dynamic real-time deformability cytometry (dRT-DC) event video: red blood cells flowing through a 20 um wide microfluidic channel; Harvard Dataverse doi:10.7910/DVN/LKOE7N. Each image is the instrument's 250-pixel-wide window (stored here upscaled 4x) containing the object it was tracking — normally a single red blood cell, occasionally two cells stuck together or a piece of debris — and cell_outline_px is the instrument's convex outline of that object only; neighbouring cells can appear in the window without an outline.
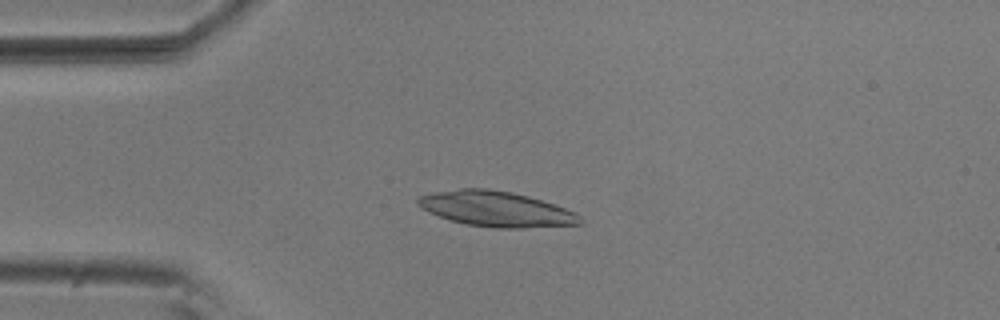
{"species": "common noctule bat (a hibernating species)", "species_latin": "Nyctalus noctula", "temperature_condition": "room temperature", "stored_images_in_passage": 5, "camera_frame_rate_fps": 3000, "um_per_image_px": 0.085, "animal": {"sex": "male", "body_mass_g": 20.5, "forearm_length_mm": 52.5}, "frame": {"image": 1, "passage_image": 3, "time_ms": 0.667, "image_size_px": [1000, 320], "cell_outline_px": [[584, 224], [524, 228], [496, 228], [464, 224], [428, 212], [420, 208], [416, 204], [416, 200], [420, 196], [436, 192], [460, 188], [488, 188], [512, 192], [528, 196], [576, 212], [584, 220]], "centroid_in_image_um": [42.18, 17.77], "position_along_channel_um": 42.8, "area_um2": 33.41}}
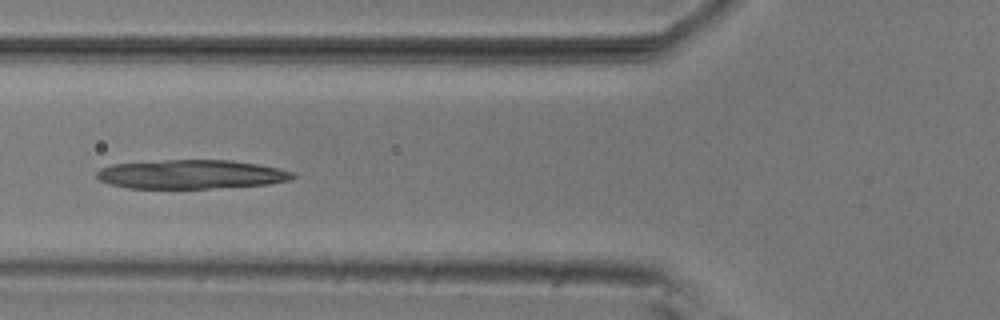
{"frame": {"image": 2, "passage_image": 5, "time_ms": 1.333, "image_size_px": [1000, 320], "cell_outline_px": [[296, 176], [292, 180], [268, 184], [208, 188], [128, 188], [112, 184], [100, 180], [96, 176], [96, 172], [100, 168], [112, 164], [164, 160], [228, 160], [256, 164], [276, 168], [292, 172]], "centroid_in_image_um": [16.23, 14.81], "position_along_channel_um": 109.6, "area_um2": 32.83}}